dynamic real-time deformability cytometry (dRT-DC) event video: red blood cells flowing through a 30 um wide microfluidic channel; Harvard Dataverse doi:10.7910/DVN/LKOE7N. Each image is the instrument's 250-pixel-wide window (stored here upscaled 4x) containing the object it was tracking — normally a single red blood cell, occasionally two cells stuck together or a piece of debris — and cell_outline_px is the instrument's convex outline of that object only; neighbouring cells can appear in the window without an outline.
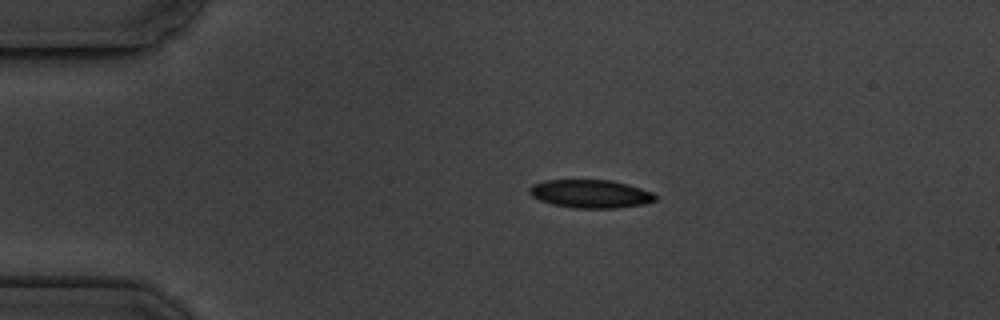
{"species": "common noctule bat (a hibernating species)", "species_latin": "Nyctalus noctula", "temperature_condition": "cold", "stored_images_in_passage": 5, "camera_frame_rate_fps": 3000, "um_per_image_px": 0.085, "animal": {"sex": "male", "body_mass_g": 19.5, "forearm_length_mm": 54.6}, "frame": {"image": 1, "passage_image": 3, "time_ms": 2.333, "image_size_px": [1000, 320], "cell_outline_px": [[656, 200], [644, 204], [616, 208], [572, 208], [552, 204], [540, 200], [532, 196], [528, 192], [528, 188], [532, 184], [544, 180], [612, 180], [628, 184], [652, 192], [656, 196]], "centroid_in_image_um": [50.17, 16.47], "position_along_channel_um": 34.8, "area_um2": 20.81}}
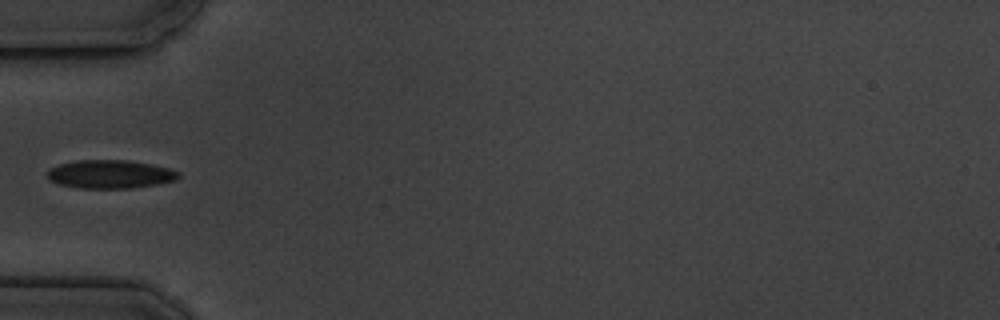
{"frame": {"image": 2, "passage_image": 5, "time_ms": 4.667, "image_size_px": [1000, 320], "cell_outline_px": [[180, 176], [176, 180], [156, 184], [132, 188], [76, 188], [60, 184], [48, 180], [48, 168], [60, 164], [76, 160], [128, 160], [152, 164], [168, 168], [180, 172]], "centroid_in_image_um": [9.35, 14.8], "position_along_channel_um": 75.6, "area_um2": 21.79}}